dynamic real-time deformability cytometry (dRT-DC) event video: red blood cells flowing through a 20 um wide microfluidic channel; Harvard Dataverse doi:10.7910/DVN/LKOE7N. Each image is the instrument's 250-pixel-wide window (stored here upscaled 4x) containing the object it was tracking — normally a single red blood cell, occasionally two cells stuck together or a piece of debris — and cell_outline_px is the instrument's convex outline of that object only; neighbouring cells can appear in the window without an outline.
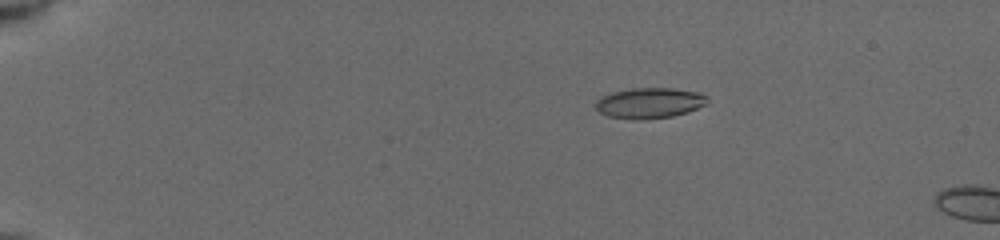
{"species": "common noctule bat (a hibernating species)", "species_latin": "Nyctalus noctula", "temperature_condition": "cold", "stored_images_in_passage": 6, "camera_frame_rate_fps": 3000, "um_per_image_px": 0.085, "animal": {"sex": "female", "body_mass_g": 19.5, "forearm_length_mm": 54.1}, "frame": {"image": 1, "passage_image": 1, "time_ms": 0.0, "image_size_px": [1000, 240], "cell_outline_px": [[708, 104], [688, 112], [672, 116], [644, 120], [632, 120], [608, 116], [600, 112], [596, 108], [596, 100], [600, 96], [612, 92], [632, 88], [672, 88], [700, 92], [708, 96]], "centroid_in_image_um": [55.23, 8.76], "position_along_channel_um": 29.8, "area_um2": 20.23}}